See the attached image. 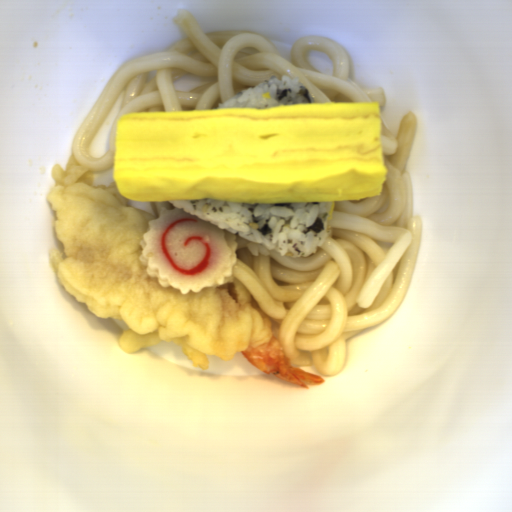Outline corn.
<instances>
[{
	"label": "corn",
	"mask_w": 512,
	"mask_h": 512,
	"mask_svg": "<svg viewBox=\"0 0 512 512\" xmlns=\"http://www.w3.org/2000/svg\"><path fill=\"white\" fill-rule=\"evenodd\" d=\"M334 206H335V203L333 202V204H332V206H331V208H330V210H329V214H328V218H327V220H329V221L331 220V217H332V215H333V212H334Z\"/></svg>",
	"instance_id": "51d56268"
},
{
	"label": "corn",
	"mask_w": 512,
	"mask_h": 512,
	"mask_svg": "<svg viewBox=\"0 0 512 512\" xmlns=\"http://www.w3.org/2000/svg\"><path fill=\"white\" fill-rule=\"evenodd\" d=\"M261 97L263 99H270L271 98L270 92H264L263 94H261Z\"/></svg>",
	"instance_id": "f1292c28"
}]
</instances>
